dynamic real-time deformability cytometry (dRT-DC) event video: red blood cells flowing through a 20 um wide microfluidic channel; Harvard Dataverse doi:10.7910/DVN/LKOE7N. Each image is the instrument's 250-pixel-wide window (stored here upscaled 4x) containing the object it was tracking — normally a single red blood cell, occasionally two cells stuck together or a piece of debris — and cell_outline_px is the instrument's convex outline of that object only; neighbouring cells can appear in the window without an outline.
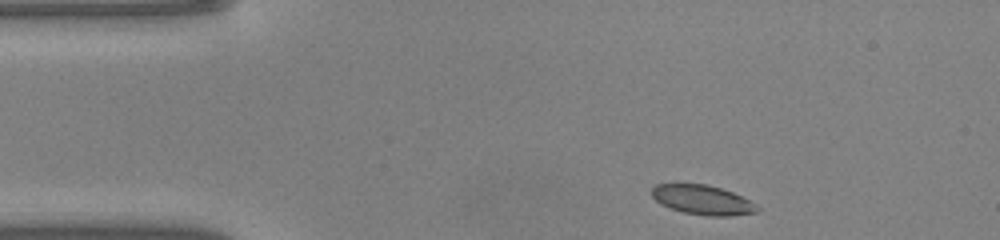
{"species": "common noctule bat (a hibernating species)", "species_latin": "Nyctalus noctula", "temperature_condition": "warm", "stored_images_in_passage": 42, "camera_frame_rate_fps": 3000, "um_per_image_px": 0.085, "animal": {"sex": "male", "body_mass_g": 20.0, "forearm_length_mm": 53.3}, "frame": {"image": 1, "passage_image": 1, "time_ms": 0.0, "image_size_px": [1000, 240], "cell_outline_px": [[760, 208], [756, 212], [732, 216], [704, 216], [684, 212], [660, 204], [652, 196], [652, 188], [656, 184], [708, 184], [732, 192], [756, 204]], "centroid_in_image_um": [59.72, 17.0], "position_along_channel_um": 25.3, "area_um2": 18.03}}
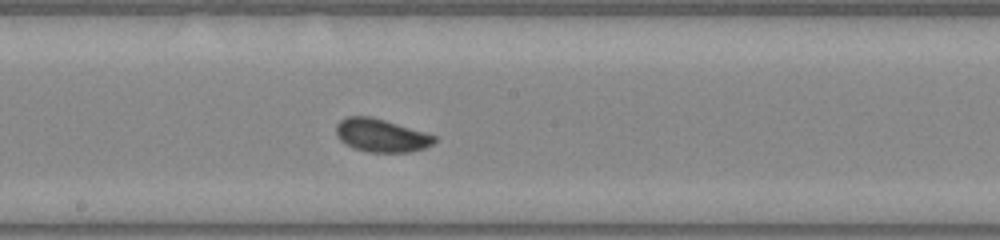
{"frame": {"image": 2, "passage_image": 19, "time_ms": 6.0, "image_size_px": [1000, 240], "cell_outline_px": [[436, 140], [432, 144], [424, 148], [408, 152], [368, 152], [356, 148], [340, 140], [336, 136], [336, 124], [344, 116], [372, 116], [424, 132], [436, 136]], "centroid_in_image_um": [32.38, 11.49], "position_along_channel_um": 215.8, "area_um2": 18.84}}
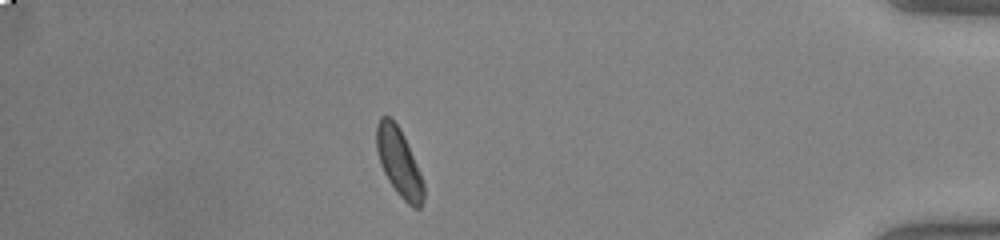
{"frame": {"image": 3, "passage_image": 36, "time_ms": 11.667, "image_size_px": [1000, 240], "cell_outline_px": [[424, 200], [420, 208], [412, 208], [400, 196], [388, 180], [380, 164], [376, 148], [376, 124], [380, 116], [388, 116], [400, 128], [404, 136], [420, 172], [424, 184]], "centroid_in_image_um": [33.91, 13.8], "position_along_channel_um": 401.3, "area_um2": 18.67}, "authors_computed_cell_mechanics": {"area_um2": 18.6405, "velocity_mm_per_s": 4.132, "shape_relaxation_time_tau1_ms": 3.0419, "shape_relaxation_time_tau2_ms": null, "deformation_change_tau1": 0.0973, "deformation_change_tau2": null}}